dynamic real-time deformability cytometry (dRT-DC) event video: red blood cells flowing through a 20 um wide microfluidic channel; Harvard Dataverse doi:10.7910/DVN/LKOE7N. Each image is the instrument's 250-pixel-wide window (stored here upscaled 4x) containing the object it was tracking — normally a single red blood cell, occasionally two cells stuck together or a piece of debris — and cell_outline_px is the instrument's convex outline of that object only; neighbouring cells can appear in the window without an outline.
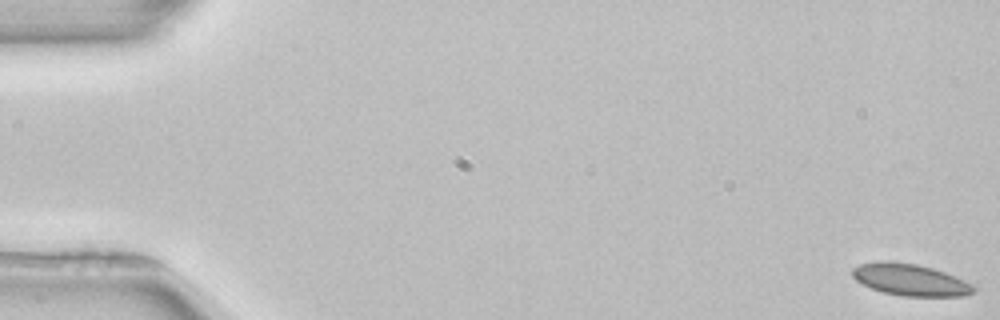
{"species": "common noctule bat (a hibernating species)", "species_latin": "Nyctalus noctula", "temperature_condition": "room temperature", "stored_images_in_passage": 53, "camera_frame_rate_fps": 3000, "um_per_image_px": 0.085, "animal": {"sex": "female", "body_mass_g": 22.7, "forearm_length_mm": 54.2}, "frame": {"image": 1, "passage_image": 1, "time_ms": 0.0, "image_size_px": [1000, 320], "cell_outline_px": [[976, 292], [964, 296], [900, 296], [884, 292], [872, 288], [856, 280], [852, 276], [852, 268], [860, 264], [876, 260], [888, 260], [916, 264], [932, 268], [944, 272], [964, 280], [972, 284], [976, 288]], "centroid_in_image_um": [77.37, 23.77], "position_along_channel_um": 7.6, "area_um2": 22.54}}
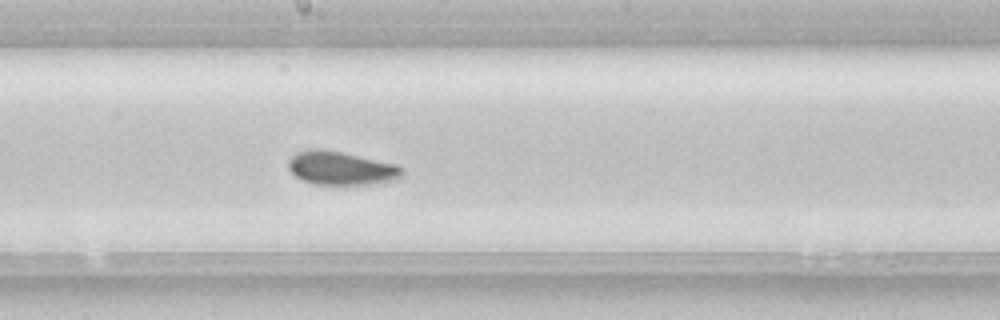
{"frame": {"image": 2, "passage_image": 29, "time_ms": 9.333, "image_size_px": [1000, 320], "cell_outline_px": [[404, 176], [396, 180], [368, 184], [312, 184], [296, 176], [288, 168], [288, 160], [296, 152], [308, 148], [320, 148], [340, 152], [396, 164], [404, 172]], "centroid_in_image_um": [28.97, 14.29], "position_along_channel_um": 219.2, "area_um2": 22.14}}
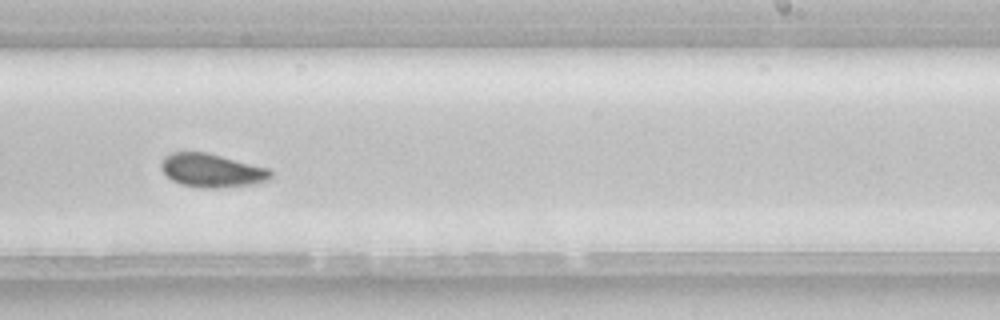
{"frame": {"image": 3, "passage_image": 33, "time_ms": 10.667, "image_size_px": [1000, 320], "cell_outline_px": [[272, 180], [256, 184], [220, 188], [200, 188], [180, 184], [172, 180], [160, 168], [160, 164], [164, 156], [172, 152], [208, 152], [268, 168], [272, 172]], "centroid_in_image_um": [18.03, 14.5], "position_along_channel_um": 271.0, "area_um2": 21.73}}